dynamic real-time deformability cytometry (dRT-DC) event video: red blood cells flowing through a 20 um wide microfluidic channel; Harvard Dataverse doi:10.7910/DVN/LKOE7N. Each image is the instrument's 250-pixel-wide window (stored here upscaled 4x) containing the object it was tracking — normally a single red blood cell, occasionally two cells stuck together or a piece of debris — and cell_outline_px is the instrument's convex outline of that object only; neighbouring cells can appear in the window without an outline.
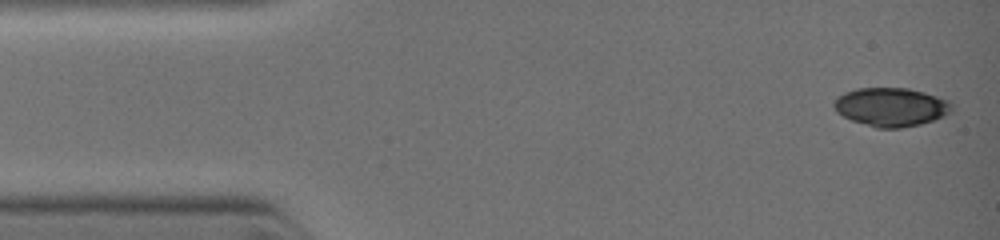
{"species": "common noctule bat (a hibernating species)", "species_latin": "Nyctalus noctula", "temperature_condition": "warm", "stored_images_in_passage": 6, "camera_frame_rate_fps": 3000, "um_per_image_px": 0.085, "animal": {"sex": "female", "body_mass_g": 19.0, "forearm_length_mm": 51.5}, "frame": {"image": 1, "passage_image": 1, "time_ms": 0.0, "image_size_px": [1000, 240], "cell_outline_px": [[952, 112], [944, 116], [920, 124], [900, 128], [876, 128], [852, 120], [836, 112], [832, 104], [836, 96], [844, 92], [856, 88], [908, 88], [924, 92], [948, 100], [952, 104]], "centroid_in_image_um": [75.71, 9.09], "position_along_channel_um": 9.3, "area_um2": 26.65}}
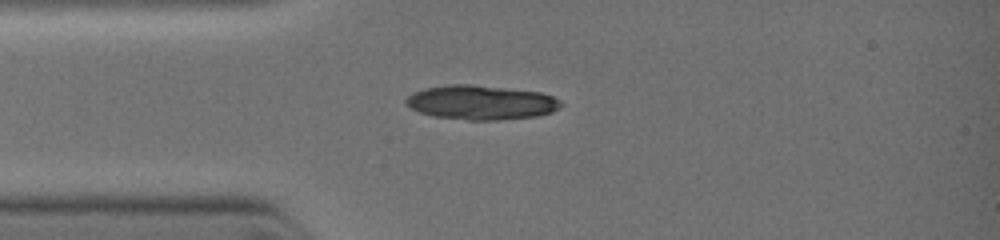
{"frame": {"image": 2, "passage_image": 5, "time_ms": 2.333, "image_size_px": [1000, 240], "cell_outline_px": [[564, 104], [560, 108], [552, 112], [536, 116], [500, 120], [468, 120], [432, 116], [420, 112], [404, 104], [404, 100], [408, 96], [416, 92], [428, 88], [452, 84], [472, 84], [540, 92], [552, 96], [560, 100]], "centroid_in_image_um": [40.92, 8.72], "position_along_channel_um": 44.1, "area_um2": 30.98}}